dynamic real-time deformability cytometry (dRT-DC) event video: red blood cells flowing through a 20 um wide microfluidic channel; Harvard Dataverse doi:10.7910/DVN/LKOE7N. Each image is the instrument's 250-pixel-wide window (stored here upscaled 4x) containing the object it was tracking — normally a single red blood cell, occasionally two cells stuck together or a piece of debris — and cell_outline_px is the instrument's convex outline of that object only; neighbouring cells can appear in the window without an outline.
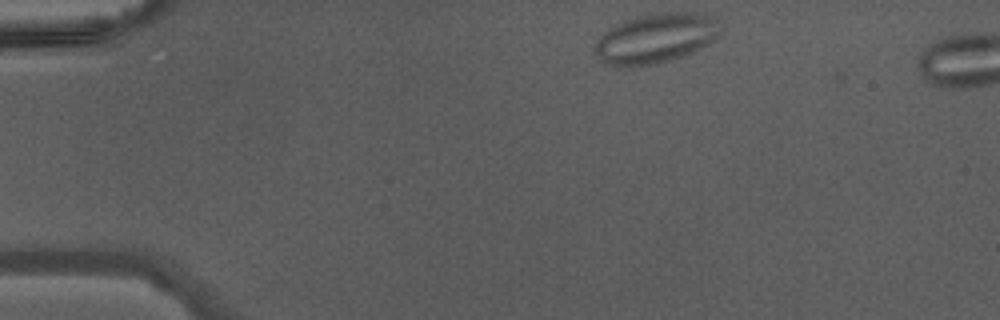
{"species": "Egyptian fruit bat (a non-hibernating species)", "species_latin": "Rousettus aegyptiacus", "temperature_condition": "warm", "stored_images_in_passage": 4, "camera_frame_rate_fps": 3000, "um_per_image_px": 0.085, "animal": {"sex": "male"}, "frame": {"image": 1, "passage_image": 1, "time_ms": 0.0, "image_size_px": [1000, 320], "cell_outline_px": [[724, 24], [716, 40], [684, 56], [656, 64], [604, 64], [600, 60], [596, 52], [596, 40], [604, 32], [616, 24], [624, 20], [636, 16], [660, 12], [692, 12], [712, 16], [720, 20]], "centroid_in_image_um": [55.83, 3.21], "position_along_channel_um": 29.2, "area_um2": 36.3}}